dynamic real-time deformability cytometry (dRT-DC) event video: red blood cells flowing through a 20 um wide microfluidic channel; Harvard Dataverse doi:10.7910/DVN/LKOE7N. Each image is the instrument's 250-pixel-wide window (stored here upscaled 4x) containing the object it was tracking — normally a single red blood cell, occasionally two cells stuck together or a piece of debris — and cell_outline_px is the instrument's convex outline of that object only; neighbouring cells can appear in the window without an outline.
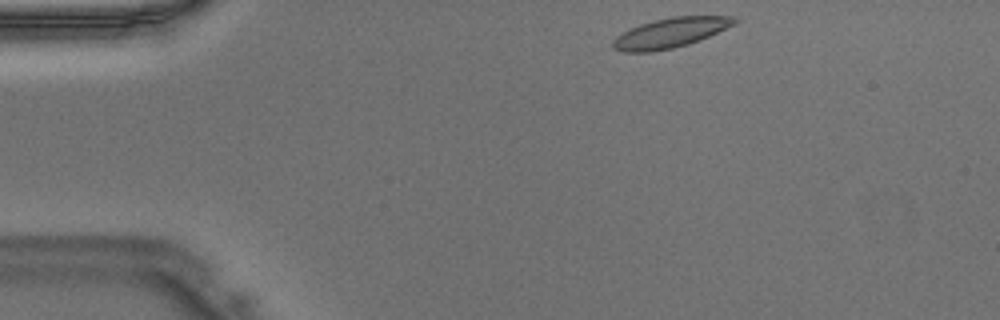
{"species": "Egyptian fruit bat (a non-hibernating species)", "species_latin": "Rousettus aegyptiacus", "temperature_condition": "warm", "stored_images_in_passage": 40, "camera_frame_rate_fps": 3000, "um_per_image_px": 0.085, "animal": {"sex": "male"}, "frame": {"image": 1, "passage_image": 1, "time_ms": 0.0, "image_size_px": [1000, 320], "cell_outline_px": [[740, 20], [736, 24], [700, 40], [688, 44], [672, 48], [652, 52], [624, 52], [612, 48], [612, 40], [616, 36], [640, 24], [672, 16], [736, 16]], "centroid_in_image_um": [57.02, 2.79], "position_along_channel_um": 28.0, "area_um2": 21.15}}
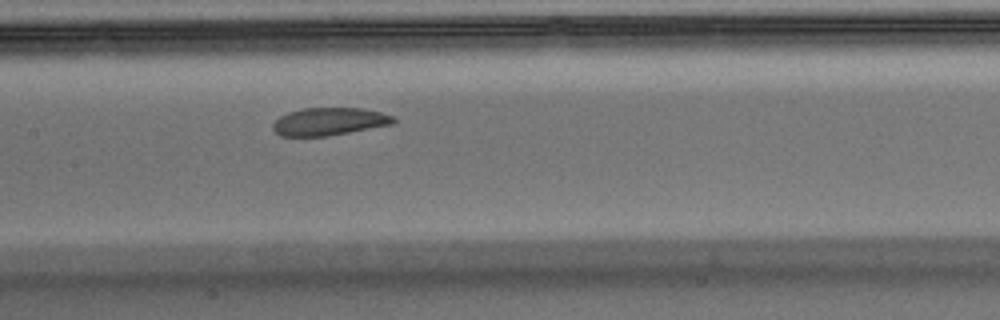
{"frame": {"image": 2, "passage_image": 16, "time_ms": 5.0, "image_size_px": [1000, 320], "cell_outline_px": [[396, 124], [328, 136], [280, 136], [272, 128], [272, 124], [280, 116], [288, 112], [304, 108], [360, 108], [380, 112], [392, 116], [396, 120]], "centroid_in_image_um": [27.99, 10.33], "position_along_channel_um": 179.4, "area_um2": 19.54}}
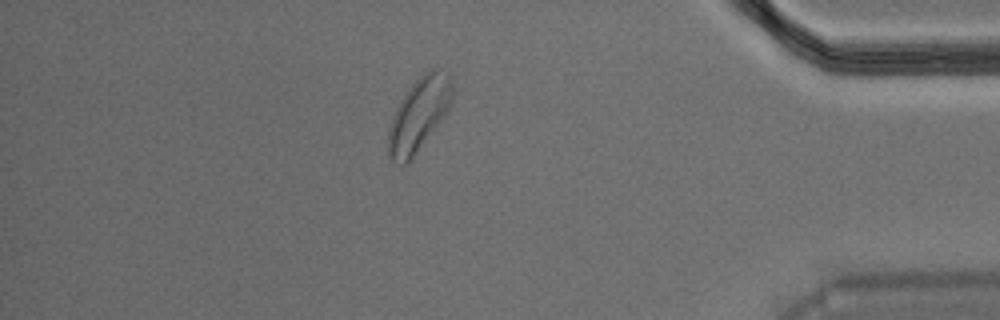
{"frame": {"image": 3, "passage_image": 34, "time_ms": 11.0, "image_size_px": [1000, 320], "cell_outline_px": [[452, 100], [448, 108], [440, 120], [412, 160], [404, 168], [392, 160], [388, 156], [388, 128], [392, 116], [400, 100], [412, 84], [428, 68], [440, 68], [448, 72], [452, 80]], "centroid_in_image_um": [35.58, 9.74], "position_along_channel_um": 399.6, "area_um2": 27.51}}